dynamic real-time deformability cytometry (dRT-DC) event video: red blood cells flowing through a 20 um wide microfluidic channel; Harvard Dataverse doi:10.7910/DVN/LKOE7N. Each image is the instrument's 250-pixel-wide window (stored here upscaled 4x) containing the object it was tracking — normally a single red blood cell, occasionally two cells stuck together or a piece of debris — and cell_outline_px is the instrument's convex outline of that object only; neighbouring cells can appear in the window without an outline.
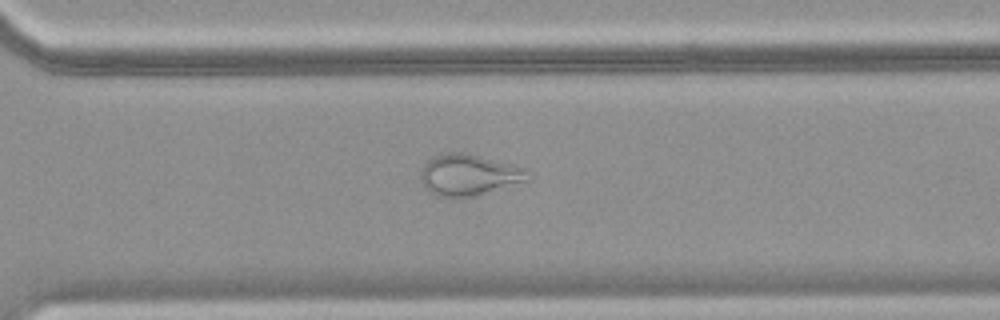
{"species": "common noctule bat (a hibernating species)", "species_latin": "Nyctalus noctula", "temperature_condition": "warm", "stored_images_in_passage": 49, "camera_frame_rate_fps": 3000, "um_per_image_px": 0.085, "animal": {"sex": "female", "body_mass_g": 18.4}, "frame": {"image": 1, "passage_image": 36, "time_ms": 11.667, "image_size_px": [1000, 320], "cell_outline_px": [[532, 180], [528, 184], [472, 196], [436, 196], [428, 192], [424, 188], [420, 180], [420, 168], [432, 156], [444, 152], [460, 152], [516, 164], [528, 168]], "centroid_in_image_um": [39.95, 14.87], "position_along_channel_um": 330.7, "area_um2": 26.82}}
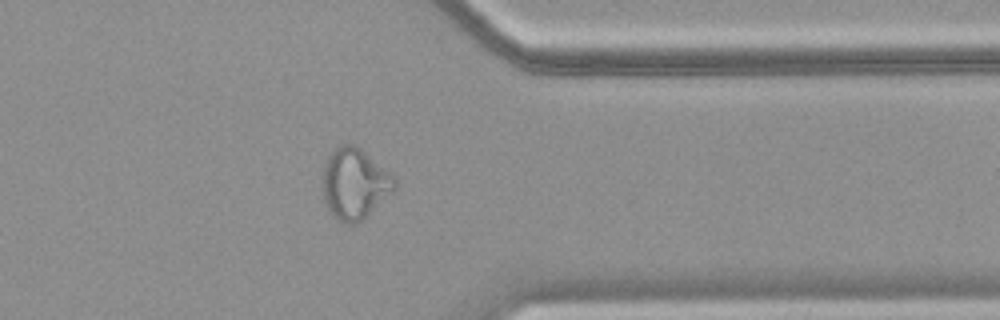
{"frame": {"image": 2, "passage_image": 40, "time_ms": 13.0, "image_size_px": [1000, 320], "cell_outline_px": [[396, 188], [392, 192], [356, 224], [344, 224], [332, 216], [324, 204], [324, 168], [328, 156], [336, 148], [344, 144], [352, 144], [360, 148], [396, 176]], "centroid_in_image_um": [30.15, 15.62], "position_along_channel_um": 381.2, "area_um2": 29.42}}
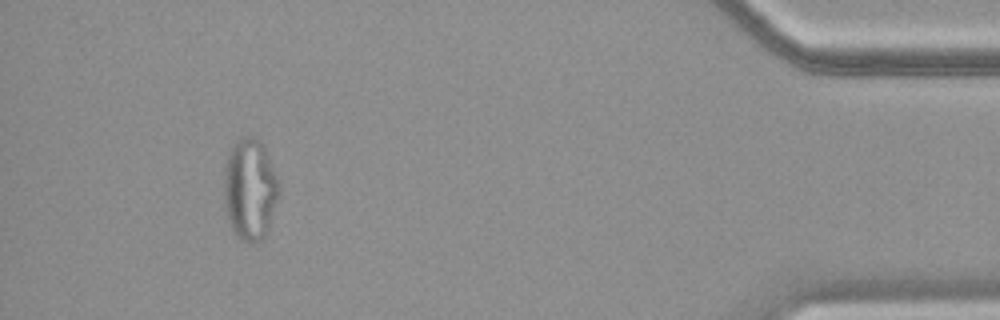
{"frame": {"image": 3, "passage_image": 46, "time_ms": 15.0, "image_size_px": [1000, 320], "cell_outline_px": [[280, 192], [264, 236], [260, 240], [252, 244], [248, 244], [236, 236], [232, 232], [228, 220], [224, 204], [224, 168], [228, 152], [232, 144], [236, 140], [244, 136], [252, 136], [260, 140], [264, 144], [280, 184]], "centroid_in_image_um": [21.22, 16.06], "position_along_channel_um": 414.0, "area_um2": 33.0}}